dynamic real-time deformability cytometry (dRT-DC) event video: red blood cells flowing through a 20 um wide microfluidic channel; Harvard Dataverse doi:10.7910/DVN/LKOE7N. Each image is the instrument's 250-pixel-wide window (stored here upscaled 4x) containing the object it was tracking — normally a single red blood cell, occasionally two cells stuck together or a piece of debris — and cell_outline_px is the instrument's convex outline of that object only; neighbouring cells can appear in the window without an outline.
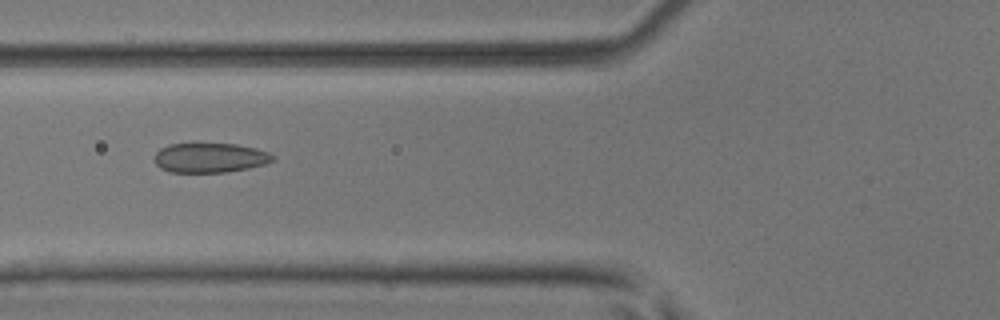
{"species": "common noctule bat (a hibernating species)", "species_latin": "Nyctalus noctula", "temperature_condition": "room temperature", "stored_images_in_passage": 3, "camera_frame_rate_fps": 3000, "um_per_image_px": 0.085, "animal": {"sex": "male", "body_mass_g": 17.9, "forearm_length_mm": 54.2}, "frame": {"image": 1, "passage_image": 3, "time_ms": 0.667, "image_size_px": [1000, 320], "cell_outline_px": [[276, 160], [264, 164], [248, 168], [228, 172], [168, 172], [160, 168], [156, 164], [156, 152], [160, 148], [168, 144], [192, 140], [236, 144], [256, 148], [268, 152], [276, 156]], "centroid_in_image_um": [17.83, 13.35], "position_along_channel_um": 108.0, "area_um2": 21.44}}